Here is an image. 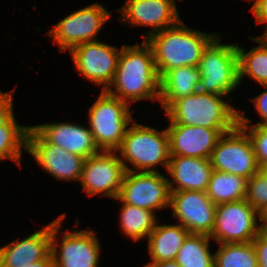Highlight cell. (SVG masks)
Returning <instances> with one entry per match:
<instances>
[{"mask_svg":"<svg viewBox=\"0 0 267 267\" xmlns=\"http://www.w3.org/2000/svg\"><path fill=\"white\" fill-rule=\"evenodd\" d=\"M23 267H54L52 255L50 254L46 259L37 261L32 264H26Z\"/></svg>","mask_w":267,"mask_h":267,"instance_id":"35","label":"cell"},{"mask_svg":"<svg viewBox=\"0 0 267 267\" xmlns=\"http://www.w3.org/2000/svg\"><path fill=\"white\" fill-rule=\"evenodd\" d=\"M214 34L188 28L180 20L174 26L146 38L153 52L159 78L173 68L198 66L203 50L218 36Z\"/></svg>","mask_w":267,"mask_h":267,"instance_id":"2","label":"cell"},{"mask_svg":"<svg viewBox=\"0 0 267 267\" xmlns=\"http://www.w3.org/2000/svg\"><path fill=\"white\" fill-rule=\"evenodd\" d=\"M111 16L105 7L94 3L66 16L46 35L53 37L60 52L70 51L81 43L98 41L97 33Z\"/></svg>","mask_w":267,"mask_h":267,"instance_id":"10","label":"cell"},{"mask_svg":"<svg viewBox=\"0 0 267 267\" xmlns=\"http://www.w3.org/2000/svg\"><path fill=\"white\" fill-rule=\"evenodd\" d=\"M144 267H180L175 259L145 264Z\"/></svg>","mask_w":267,"mask_h":267,"instance_id":"36","label":"cell"},{"mask_svg":"<svg viewBox=\"0 0 267 267\" xmlns=\"http://www.w3.org/2000/svg\"><path fill=\"white\" fill-rule=\"evenodd\" d=\"M176 0H126L118 10L121 22L133 26H149L152 30L142 35L144 40L154 33L177 24L181 18L175 4Z\"/></svg>","mask_w":267,"mask_h":267,"instance_id":"17","label":"cell"},{"mask_svg":"<svg viewBox=\"0 0 267 267\" xmlns=\"http://www.w3.org/2000/svg\"><path fill=\"white\" fill-rule=\"evenodd\" d=\"M76 70L106 90L116 73L121 50L99 40L81 43L70 50Z\"/></svg>","mask_w":267,"mask_h":267,"instance_id":"13","label":"cell"},{"mask_svg":"<svg viewBox=\"0 0 267 267\" xmlns=\"http://www.w3.org/2000/svg\"><path fill=\"white\" fill-rule=\"evenodd\" d=\"M234 128H205L170 123L166 128L170 155L210 159L220 137Z\"/></svg>","mask_w":267,"mask_h":267,"instance_id":"16","label":"cell"},{"mask_svg":"<svg viewBox=\"0 0 267 267\" xmlns=\"http://www.w3.org/2000/svg\"><path fill=\"white\" fill-rule=\"evenodd\" d=\"M167 172L170 191H206L213 167L210 159L170 155Z\"/></svg>","mask_w":267,"mask_h":267,"instance_id":"20","label":"cell"},{"mask_svg":"<svg viewBox=\"0 0 267 267\" xmlns=\"http://www.w3.org/2000/svg\"><path fill=\"white\" fill-rule=\"evenodd\" d=\"M265 89L267 85H262ZM254 105L256 106V111L260 115L262 122H257L256 125H267V90L254 97L252 100Z\"/></svg>","mask_w":267,"mask_h":267,"instance_id":"33","label":"cell"},{"mask_svg":"<svg viewBox=\"0 0 267 267\" xmlns=\"http://www.w3.org/2000/svg\"><path fill=\"white\" fill-rule=\"evenodd\" d=\"M13 92L0 91V125L14 112L13 111Z\"/></svg>","mask_w":267,"mask_h":267,"instance_id":"32","label":"cell"},{"mask_svg":"<svg viewBox=\"0 0 267 267\" xmlns=\"http://www.w3.org/2000/svg\"><path fill=\"white\" fill-rule=\"evenodd\" d=\"M247 182L242 176L213 170L206 194L216 205L239 201L246 198Z\"/></svg>","mask_w":267,"mask_h":267,"instance_id":"23","label":"cell"},{"mask_svg":"<svg viewBox=\"0 0 267 267\" xmlns=\"http://www.w3.org/2000/svg\"><path fill=\"white\" fill-rule=\"evenodd\" d=\"M116 200L123 204L120 212V225L124 234L135 242L148 237L158 222L155 212L125 204L118 197Z\"/></svg>","mask_w":267,"mask_h":267,"instance_id":"24","label":"cell"},{"mask_svg":"<svg viewBox=\"0 0 267 267\" xmlns=\"http://www.w3.org/2000/svg\"><path fill=\"white\" fill-rule=\"evenodd\" d=\"M129 105L102 90L89 108L88 123L96 145L100 150L116 151L133 122Z\"/></svg>","mask_w":267,"mask_h":267,"instance_id":"6","label":"cell"},{"mask_svg":"<svg viewBox=\"0 0 267 267\" xmlns=\"http://www.w3.org/2000/svg\"><path fill=\"white\" fill-rule=\"evenodd\" d=\"M250 11L255 15L257 24L267 23V0H255Z\"/></svg>","mask_w":267,"mask_h":267,"instance_id":"34","label":"cell"},{"mask_svg":"<svg viewBox=\"0 0 267 267\" xmlns=\"http://www.w3.org/2000/svg\"><path fill=\"white\" fill-rule=\"evenodd\" d=\"M116 151H104L85 159L79 182L89 197L96 194L116 199L119 196L125 168Z\"/></svg>","mask_w":267,"mask_h":267,"instance_id":"12","label":"cell"},{"mask_svg":"<svg viewBox=\"0 0 267 267\" xmlns=\"http://www.w3.org/2000/svg\"><path fill=\"white\" fill-rule=\"evenodd\" d=\"M245 200L257 212L267 206V176L261 169L248 179Z\"/></svg>","mask_w":267,"mask_h":267,"instance_id":"30","label":"cell"},{"mask_svg":"<svg viewBox=\"0 0 267 267\" xmlns=\"http://www.w3.org/2000/svg\"><path fill=\"white\" fill-rule=\"evenodd\" d=\"M261 170L263 171V173H265V175L267 176V165L263 166L261 168Z\"/></svg>","mask_w":267,"mask_h":267,"instance_id":"39","label":"cell"},{"mask_svg":"<svg viewBox=\"0 0 267 267\" xmlns=\"http://www.w3.org/2000/svg\"><path fill=\"white\" fill-rule=\"evenodd\" d=\"M216 204L206 191H170L172 216L189 233L211 235L214 227Z\"/></svg>","mask_w":267,"mask_h":267,"instance_id":"14","label":"cell"},{"mask_svg":"<svg viewBox=\"0 0 267 267\" xmlns=\"http://www.w3.org/2000/svg\"><path fill=\"white\" fill-rule=\"evenodd\" d=\"M245 112L238 111V125L248 134L260 169L267 165V125H251Z\"/></svg>","mask_w":267,"mask_h":267,"instance_id":"29","label":"cell"},{"mask_svg":"<svg viewBox=\"0 0 267 267\" xmlns=\"http://www.w3.org/2000/svg\"><path fill=\"white\" fill-rule=\"evenodd\" d=\"M29 128L17 124L14 112L0 125V160L10 159L21 165V148L27 151Z\"/></svg>","mask_w":267,"mask_h":267,"instance_id":"25","label":"cell"},{"mask_svg":"<svg viewBox=\"0 0 267 267\" xmlns=\"http://www.w3.org/2000/svg\"><path fill=\"white\" fill-rule=\"evenodd\" d=\"M27 151L56 180L79 182L85 158L47 143L31 126L27 133Z\"/></svg>","mask_w":267,"mask_h":267,"instance_id":"15","label":"cell"},{"mask_svg":"<svg viewBox=\"0 0 267 267\" xmlns=\"http://www.w3.org/2000/svg\"><path fill=\"white\" fill-rule=\"evenodd\" d=\"M214 253V267H259L253 242L222 243Z\"/></svg>","mask_w":267,"mask_h":267,"instance_id":"28","label":"cell"},{"mask_svg":"<svg viewBox=\"0 0 267 267\" xmlns=\"http://www.w3.org/2000/svg\"><path fill=\"white\" fill-rule=\"evenodd\" d=\"M259 214V222L260 230L267 231V206H265L262 210L258 212Z\"/></svg>","mask_w":267,"mask_h":267,"instance_id":"37","label":"cell"},{"mask_svg":"<svg viewBox=\"0 0 267 267\" xmlns=\"http://www.w3.org/2000/svg\"><path fill=\"white\" fill-rule=\"evenodd\" d=\"M51 254V223L23 240L0 247L2 267H23L46 259Z\"/></svg>","mask_w":267,"mask_h":267,"instance_id":"19","label":"cell"},{"mask_svg":"<svg viewBox=\"0 0 267 267\" xmlns=\"http://www.w3.org/2000/svg\"><path fill=\"white\" fill-rule=\"evenodd\" d=\"M221 95L196 92L175 100L165 113L170 123L205 128H235L238 110Z\"/></svg>","mask_w":267,"mask_h":267,"instance_id":"3","label":"cell"},{"mask_svg":"<svg viewBox=\"0 0 267 267\" xmlns=\"http://www.w3.org/2000/svg\"><path fill=\"white\" fill-rule=\"evenodd\" d=\"M200 71L197 66H181L160 78L159 102L166 110L175 100L199 91Z\"/></svg>","mask_w":267,"mask_h":267,"instance_id":"21","label":"cell"},{"mask_svg":"<svg viewBox=\"0 0 267 267\" xmlns=\"http://www.w3.org/2000/svg\"><path fill=\"white\" fill-rule=\"evenodd\" d=\"M105 91L128 105L142 99L159 101L160 78L152 49L145 40L140 45H122L116 73Z\"/></svg>","mask_w":267,"mask_h":267,"instance_id":"1","label":"cell"},{"mask_svg":"<svg viewBox=\"0 0 267 267\" xmlns=\"http://www.w3.org/2000/svg\"><path fill=\"white\" fill-rule=\"evenodd\" d=\"M189 231L181 224L159 225L148 236V252L151 263L176 259L177 253L182 246Z\"/></svg>","mask_w":267,"mask_h":267,"instance_id":"22","label":"cell"},{"mask_svg":"<svg viewBox=\"0 0 267 267\" xmlns=\"http://www.w3.org/2000/svg\"><path fill=\"white\" fill-rule=\"evenodd\" d=\"M258 212L245 199L216 206L211 239L218 244L253 242L260 232Z\"/></svg>","mask_w":267,"mask_h":267,"instance_id":"8","label":"cell"},{"mask_svg":"<svg viewBox=\"0 0 267 267\" xmlns=\"http://www.w3.org/2000/svg\"><path fill=\"white\" fill-rule=\"evenodd\" d=\"M116 151H119V158L126 171L132 169L125 161L138 172H156L155 166L158 164L167 170L170 160L167 130L158 131L133 121Z\"/></svg>","mask_w":267,"mask_h":267,"instance_id":"4","label":"cell"},{"mask_svg":"<svg viewBox=\"0 0 267 267\" xmlns=\"http://www.w3.org/2000/svg\"><path fill=\"white\" fill-rule=\"evenodd\" d=\"M47 143L60 146L87 159L101 150L88 127L73 123H45L31 126Z\"/></svg>","mask_w":267,"mask_h":267,"instance_id":"18","label":"cell"},{"mask_svg":"<svg viewBox=\"0 0 267 267\" xmlns=\"http://www.w3.org/2000/svg\"><path fill=\"white\" fill-rule=\"evenodd\" d=\"M213 170L249 179L260 170L248 134L237 125L224 133L210 156Z\"/></svg>","mask_w":267,"mask_h":267,"instance_id":"9","label":"cell"},{"mask_svg":"<svg viewBox=\"0 0 267 267\" xmlns=\"http://www.w3.org/2000/svg\"><path fill=\"white\" fill-rule=\"evenodd\" d=\"M255 38L258 41H260L264 46L267 47V25H266L264 34H262V36H260V37H255Z\"/></svg>","mask_w":267,"mask_h":267,"instance_id":"38","label":"cell"},{"mask_svg":"<svg viewBox=\"0 0 267 267\" xmlns=\"http://www.w3.org/2000/svg\"><path fill=\"white\" fill-rule=\"evenodd\" d=\"M209 235L189 233L180 247L176 262L180 267H214Z\"/></svg>","mask_w":267,"mask_h":267,"instance_id":"26","label":"cell"},{"mask_svg":"<svg viewBox=\"0 0 267 267\" xmlns=\"http://www.w3.org/2000/svg\"><path fill=\"white\" fill-rule=\"evenodd\" d=\"M253 245L257 254L258 266L267 267V231L260 230Z\"/></svg>","mask_w":267,"mask_h":267,"instance_id":"31","label":"cell"},{"mask_svg":"<svg viewBox=\"0 0 267 267\" xmlns=\"http://www.w3.org/2000/svg\"><path fill=\"white\" fill-rule=\"evenodd\" d=\"M166 177L156 172L126 171L118 198L125 204L155 212L170 207V187Z\"/></svg>","mask_w":267,"mask_h":267,"instance_id":"11","label":"cell"},{"mask_svg":"<svg viewBox=\"0 0 267 267\" xmlns=\"http://www.w3.org/2000/svg\"><path fill=\"white\" fill-rule=\"evenodd\" d=\"M216 36L203 50L198 63L199 91L227 96L240 84L236 44H222Z\"/></svg>","mask_w":267,"mask_h":267,"instance_id":"5","label":"cell"},{"mask_svg":"<svg viewBox=\"0 0 267 267\" xmlns=\"http://www.w3.org/2000/svg\"><path fill=\"white\" fill-rule=\"evenodd\" d=\"M259 43V46L252 47L249 52L236 44L239 59V81L249 76L261 85H267V47L255 37H250Z\"/></svg>","mask_w":267,"mask_h":267,"instance_id":"27","label":"cell"},{"mask_svg":"<svg viewBox=\"0 0 267 267\" xmlns=\"http://www.w3.org/2000/svg\"><path fill=\"white\" fill-rule=\"evenodd\" d=\"M65 216L66 213H63L51 222V255L54 267H98L101 246L92 230H67L62 234V242L59 244V240L56 241Z\"/></svg>","mask_w":267,"mask_h":267,"instance_id":"7","label":"cell"}]
</instances>
